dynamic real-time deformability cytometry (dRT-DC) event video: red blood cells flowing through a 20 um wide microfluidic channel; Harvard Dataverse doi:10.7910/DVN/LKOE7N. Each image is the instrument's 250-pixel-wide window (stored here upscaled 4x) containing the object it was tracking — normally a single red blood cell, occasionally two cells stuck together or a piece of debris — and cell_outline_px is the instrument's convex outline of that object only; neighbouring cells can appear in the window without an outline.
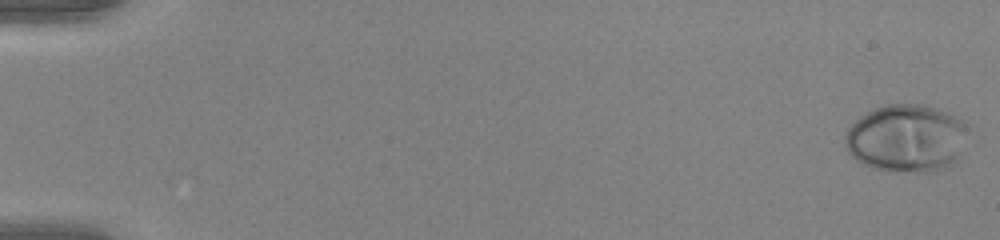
{"species": "human", "species_latin": "Homo sapiens", "temperature_condition": "warm", "stored_images_in_passage": 53, "camera_frame_rate_fps": 3000, "um_per_image_px": 0.085, "donor": {"sex": "female"}, "frame": {"image": 1, "passage_image": 1, "time_ms": 0.0, "image_size_px": [1000, 240], "cell_outline_px": [[968, 124], [956, 164], [936, 172], [888, 172], [872, 168], [856, 160], [848, 152], [844, 140], [844, 136], [848, 128], [860, 116], [876, 108], [888, 104], [920, 104], [936, 108], [948, 112], [956, 116]], "centroid_in_image_um": [77.04, 11.78], "position_along_channel_um": 8.0, "area_um2": 48.9}}
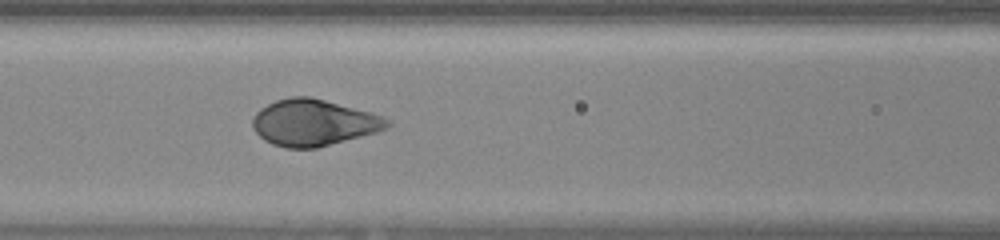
{"frame": {"image": 2, "passage_image": 25, "time_ms": 8.0, "image_size_px": [1000, 240], "cell_outline_px": [[392, 124], [388, 128], [376, 132], [316, 148], [288, 148], [272, 144], [264, 140], [252, 128], [252, 120], [256, 112], [260, 108], [276, 100], [288, 96], [312, 96], [384, 116], [392, 120]], "centroid_in_image_um": [26.66, 10.41], "position_along_channel_um": 139.9, "area_um2": 36.59}}
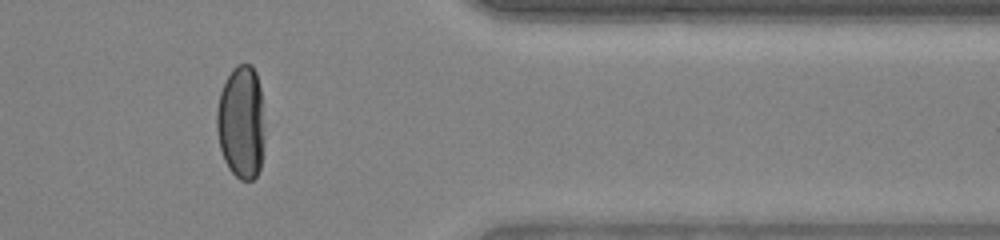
{"frame": {"image": 3, "passage_image": 45, "time_ms": 14.667, "image_size_px": [1000, 240], "cell_outline_px": [[264, 136], [260, 168], [256, 176], [252, 180], [240, 180], [228, 168], [224, 160], [220, 148], [216, 128], [216, 112], [220, 92], [232, 68], [236, 64], [252, 64], [256, 72], [260, 88]], "centroid_in_image_um": [20.49, 10.39], "position_along_channel_um": 390.9, "area_um2": 31.67}, "authors_computed_cell_mechanics": {"area_um2": 37.7434, "velocity_mm_per_s": 3.9577, "shape_relaxation_time_tau1_ms": 2.7354, "shape_relaxation_time_tau2_ms": null, "deformation_change_tau1": 0.2019, "deformation_change_tau2": null}}